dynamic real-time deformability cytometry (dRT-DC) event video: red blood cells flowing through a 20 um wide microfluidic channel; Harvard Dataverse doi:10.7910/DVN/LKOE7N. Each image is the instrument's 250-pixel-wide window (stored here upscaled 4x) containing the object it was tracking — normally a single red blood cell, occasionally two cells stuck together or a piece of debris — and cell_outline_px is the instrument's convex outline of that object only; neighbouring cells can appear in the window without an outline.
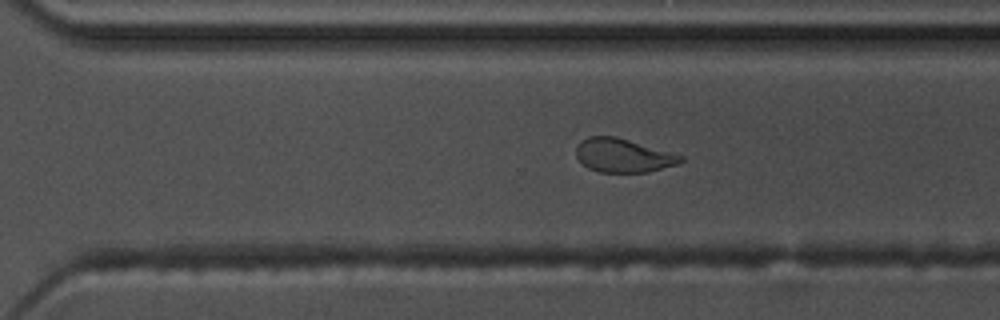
{"species": "common noctule bat (a hibernating species)", "species_latin": "Nyctalus noctula", "temperature_condition": "warm", "stored_images_in_passage": 45, "camera_frame_rate_fps": 3000, "um_per_image_px": 0.085, "animal": {"sex": "male", "body_mass_g": 17.5, "forearm_length_mm": 52.3}, "frame": {"image": 1, "passage_image": 28, "time_ms": 9.0, "image_size_px": [1000, 320], "cell_outline_px": [[684, 160], [676, 164], [648, 172], [600, 172], [588, 168], [576, 156], [576, 148], [580, 140], [588, 136], [616, 136], [684, 156]], "centroid_in_image_um": [52.94, 13.2], "position_along_channel_um": 317.7, "area_um2": 20.4}}
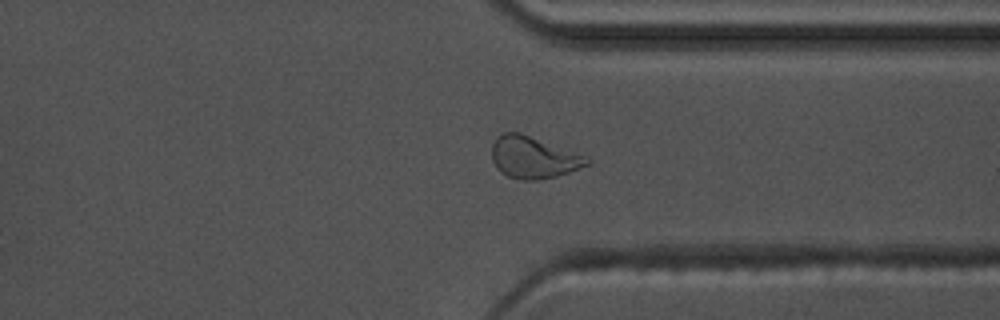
{"frame": {"image": 2, "passage_image": 32, "time_ms": 10.333, "image_size_px": [1000, 320], "cell_outline_px": [[592, 164], [556, 176], [536, 180], [524, 180], [508, 176], [500, 172], [496, 168], [492, 160], [492, 144], [496, 136], [504, 132], [520, 132], [588, 156], [592, 160]], "centroid_in_image_um": [45.36, 13.37], "position_along_channel_um": 366.0, "area_um2": 23.47}}
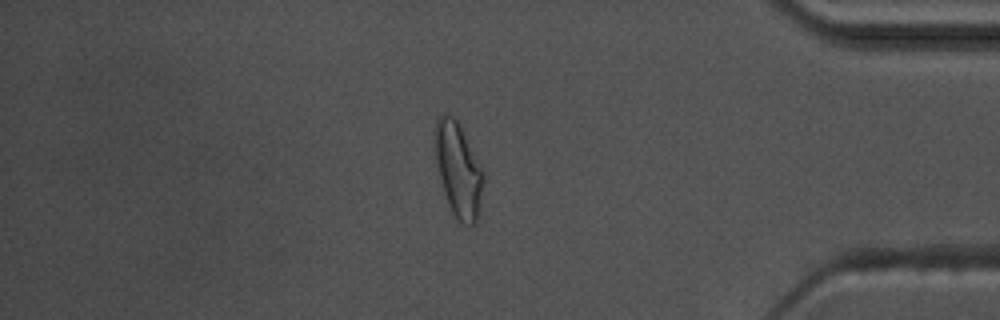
{"frame": {"image": 3, "passage_image": 37, "time_ms": 12.0, "image_size_px": [1000, 320], "cell_outline_px": [[484, 180], [476, 220], [472, 224], [468, 224], [456, 220], [452, 212], [444, 192], [432, 144], [436, 120], [440, 116], [452, 116], [456, 120], [484, 172]], "centroid_in_image_um": [38.92, 14.42], "position_along_channel_um": 396.3, "area_um2": 25.95}, "authors_computed_cell_mechanics": {"area_um2": 21.675, "velocity_mm_per_s": 3.6264, "shape_relaxation_time_tau1_ms": 6.6786, "shape_relaxation_time_tau2_ms": 2.0188, "deformation_change_tau1": 0.1762, "deformation_change_tau2": 0.0804}}